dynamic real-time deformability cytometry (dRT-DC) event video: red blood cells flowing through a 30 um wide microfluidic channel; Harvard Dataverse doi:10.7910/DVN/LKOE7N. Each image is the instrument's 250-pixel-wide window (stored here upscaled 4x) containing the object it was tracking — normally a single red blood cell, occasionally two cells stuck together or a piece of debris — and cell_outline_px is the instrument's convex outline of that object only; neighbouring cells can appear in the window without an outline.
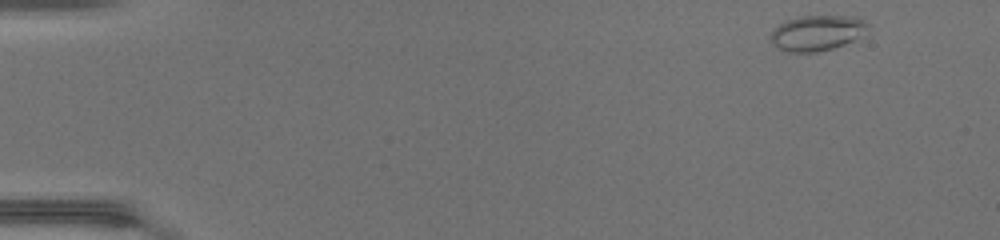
{"species": "common noctule bat (a hibernating species)", "species_latin": "Nyctalus noctula", "temperature_condition": "warm", "stored_images_in_passage": 45, "camera_frame_rate_fps": 3000, "um_per_image_px": 0.085, "animal": {"sex": "female", "body_mass_g": 17.0, "forearm_length_mm": 48.0}, "frame": {"image": 1, "passage_image": 1, "time_ms": 0.0, "image_size_px": [1000, 240], "cell_outline_px": [[868, 24], [852, 40], [844, 44], [832, 48], [816, 52], [788, 52], [780, 48], [772, 40], [772, 32], [780, 24], [788, 20], [800, 16], [856, 16], [864, 20]], "centroid_in_image_um": [69.43, 2.78], "position_along_channel_um": 15.6, "area_um2": 19.25}}
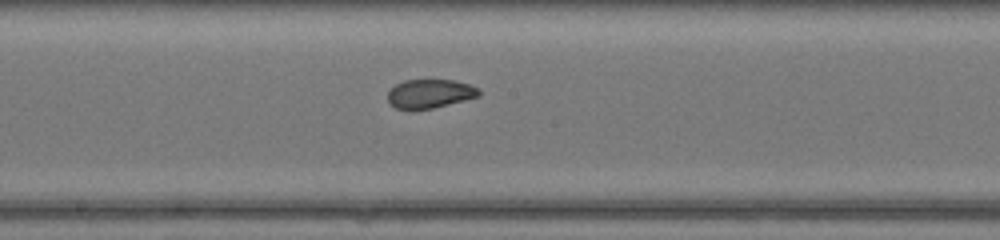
{"frame": {"image": 2, "passage_image": 24, "time_ms": 7.667, "image_size_px": [1000, 240], "cell_outline_px": [[480, 96], [432, 108], [396, 108], [388, 100], [388, 92], [396, 84], [404, 80], [456, 80], [468, 84], [476, 88], [480, 92]], "centroid_in_image_um": [36.55, 7.94], "position_along_channel_um": 211.7, "area_um2": 14.91}}
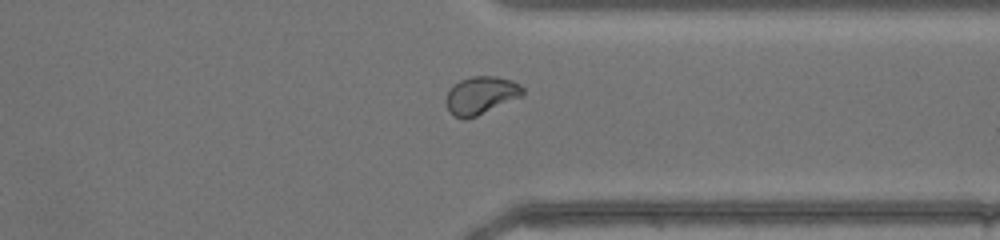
{"frame": {"image": 3, "passage_image": 35, "time_ms": 11.333, "image_size_px": [1000, 240], "cell_outline_px": [[524, 96], [476, 116], [464, 120], [452, 116], [444, 100], [452, 84], [460, 80], [472, 76], [496, 76], [512, 80], [520, 84], [524, 88]], "centroid_in_image_um": [40.88, 8.1], "position_along_channel_um": 370.5, "area_um2": 17.22}, "authors_computed_cell_mechanics": {"area_um2": 17.5712, "velocity_mm_per_s": 4.3501, "shape_relaxation_time_tau1_ms": null, "shape_relaxation_time_tau2_ms": 0.8566, "deformation_change_tau1": null, "deformation_change_tau2": 0.0483}}